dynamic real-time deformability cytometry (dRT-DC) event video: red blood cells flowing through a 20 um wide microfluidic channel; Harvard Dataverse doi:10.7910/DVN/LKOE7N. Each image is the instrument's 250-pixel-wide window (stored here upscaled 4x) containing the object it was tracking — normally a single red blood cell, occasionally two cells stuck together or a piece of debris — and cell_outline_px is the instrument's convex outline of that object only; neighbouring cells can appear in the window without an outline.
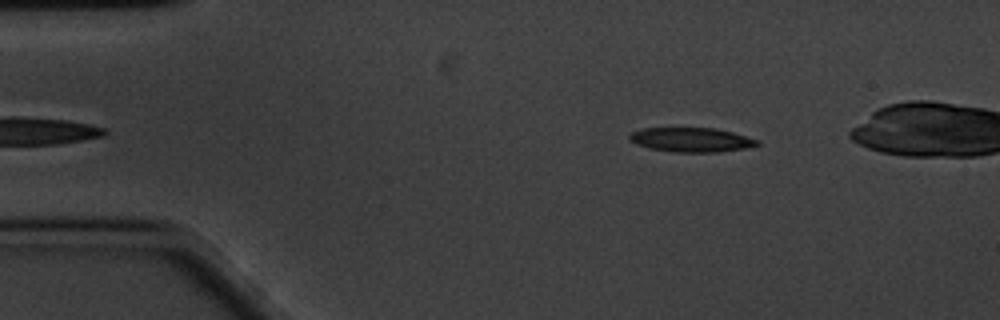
{"species": "common noctule bat (a hibernating species)", "species_latin": "Nyctalus noctula", "temperature_condition": "cold", "stored_images_in_passage": 47, "camera_frame_rate_fps": 3000, "um_per_image_px": 0.085, "animal": {"sex": "male", "body_mass_g": 20.1, "forearm_length_mm": 53.5}, "frame": {"image": 1, "passage_image": 3, "time_ms": 0.667, "image_size_px": [1000, 320], "cell_outline_px": [[760, 144], [744, 148], [716, 152], [676, 152], [652, 148], [636, 144], [628, 136], [632, 132], [644, 128], [716, 128], [732, 132], [756, 140]], "centroid_in_image_um": [58.74, 11.87], "position_along_channel_um": 26.3, "area_um2": 17.69}}
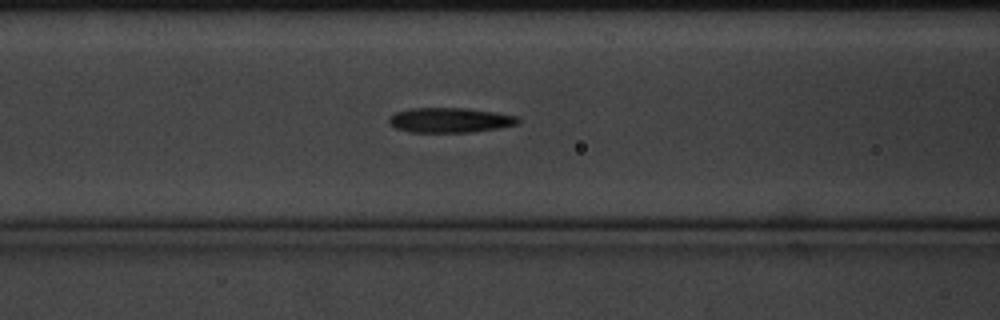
{"frame": {"image": 2, "passage_image": 17, "time_ms": 5.333, "image_size_px": [1000, 320], "cell_outline_px": [[520, 120], [516, 124], [496, 128], [468, 132], [412, 132], [396, 128], [388, 124], [388, 116], [396, 112], [412, 108], [464, 108], [492, 112], [516, 116]], "centroid_in_image_um": [38.16, 10.21], "position_along_channel_um": 128.4, "area_um2": 18.44}}
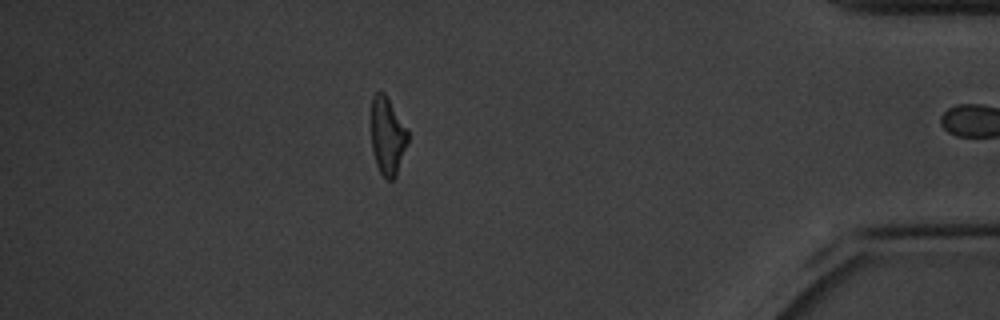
{"frame": {"image": 3, "passage_image": 45, "time_ms": 14.667, "image_size_px": [1000, 320], "cell_outline_px": [[408, 140], [396, 176], [392, 180], [388, 180], [380, 172], [376, 164], [372, 152], [372, 96], [376, 92], [384, 92], [408, 128]], "centroid_in_image_um": [32.94, 11.55], "position_along_channel_um": 402.3, "area_um2": 16.53}, "authors_computed_cell_mechanics": {"area_um2": 18.4382, "velocity_mm_per_s": 3.3979, "shape_relaxation_time_tau1_ms": 7.24, "shape_relaxation_time_tau2_ms": 7.5582, "deformation_change_tau1": 0.1664, "deformation_change_tau2": 0.2042}}